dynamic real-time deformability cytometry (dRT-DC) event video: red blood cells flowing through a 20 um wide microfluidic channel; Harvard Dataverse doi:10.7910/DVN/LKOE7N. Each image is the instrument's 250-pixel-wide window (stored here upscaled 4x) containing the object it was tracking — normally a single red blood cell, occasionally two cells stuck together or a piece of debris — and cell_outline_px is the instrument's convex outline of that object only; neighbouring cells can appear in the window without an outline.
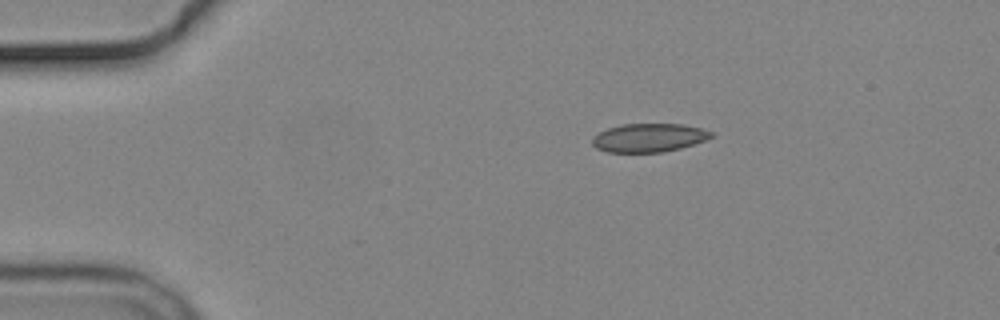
{"species": "common noctule bat (a hibernating species)", "species_latin": "Nyctalus noctula", "temperature_condition": "cold", "stored_images_in_passage": 6, "camera_frame_rate_fps": 3000, "um_per_image_px": 0.085, "animal": {"sex": "male", "body_mass_g": 19.2, "forearm_length_mm": 51.8}, "frame": {"image": 1, "passage_image": 1, "time_ms": 0.0, "image_size_px": [1000, 320], "cell_outline_px": [[712, 136], [704, 140], [680, 148], [664, 152], [608, 152], [596, 148], [592, 144], [592, 140], [600, 132], [608, 128], [620, 124], [684, 124], [700, 128], [712, 132]], "centroid_in_image_um": [55.14, 11.7], "position_along_channel_um": 29.9, "area_um2": 19.54}}
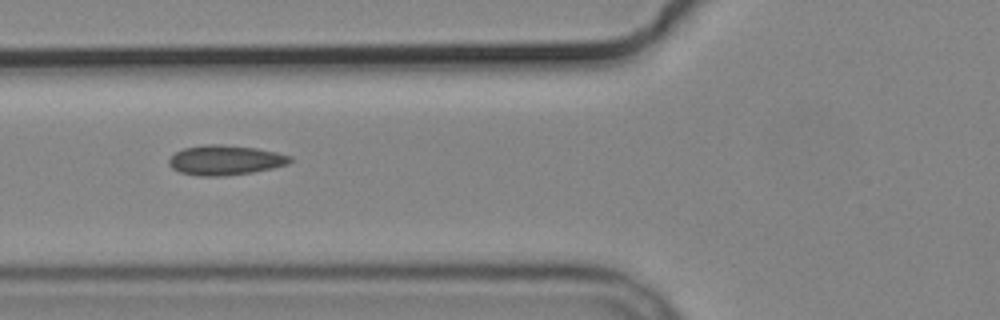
{"frame": {"image": 2, "passage_image": 4, "time_ms": 3.667, "image_size_px": [1000, 320], "cell_outline_px": [[292, 160], [288, 164], [272, 168], [252, 172], [224, 176], [200, 176], [180, 172], [172, 168], [168, 164], [168, 160], [176, 152], [184, 148], [204, 144], [220, 144], [256, 148], [276, 152], [292, 156]], "centroid_in_image_um": [19.14, 13.61], "position_along_channel_um": 106.7, "area_um2": 21.04}}
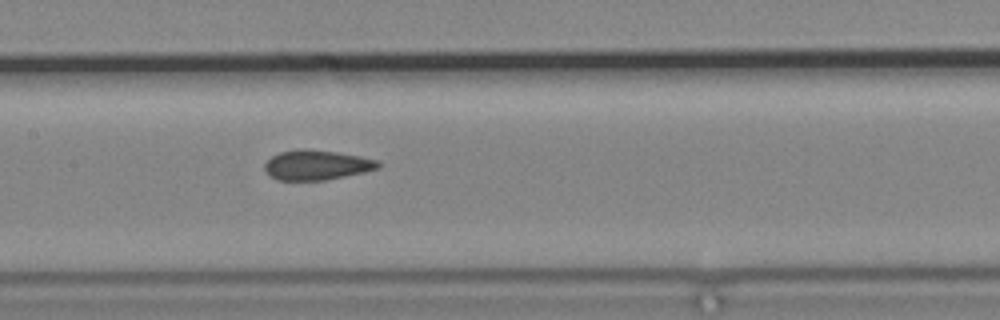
{"frame": {"image": 3, "passage_image": 6, "time_ms": 5.667, "image_size_px": [1000, 320], "cell_outline_px": [[380, 168], [364, 172], [324, 180], [276, 180], [268, 176], [264, 172], [264, 164], [272, 156], [280, 152], [336, 152], [360, 156], [380, 160]], "centroid_in_image_um": [26.93, 14.08], "position_along_channel_um": 180.5, "area_um2": 19.07}}